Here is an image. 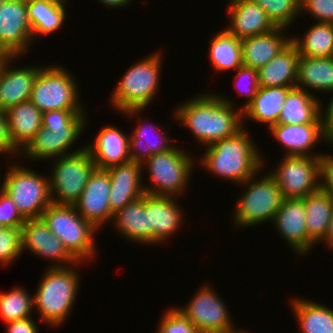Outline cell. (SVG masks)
Instances as JSON below:
<instances>
[{
	"label": "cell",
	"instance_id": "49",
	"mask_svg": "<svg viewBox=\"0 0 333 333\" xmlns=\"http://www.w3.org/2000/svg\"><path fill=\"white\" fill-rule=\"evenodd\" d=\"M100 3H102L103 5H105V7H109V8H122V7H126V5L129 3H131L133 0H98Z\"/></svg>",
	"mask_w": 333,
	"mask_h": 333
},
{
	"label": "cell",
	"instance_id": "25",
	"mask_svg": "<svg viewBox=\"0 0 333 333\" xmlns=\"http://www.w3.org/2000/svg\"><path fill=\"white\" fill-rule=\"evenodd\" d=\"M294 87H259L253 100L242 110V120L251 119L267 127L277 124L288 93Z\"/></svg>",
	"mask_w": 333,
	"mask_h": 333
},
{
	"label": "cell",
	"instance_id": "13",
	"mask_svg": "<svg viewBox=\"0 0 333 333\" xmlns=\"http://www.w3.org/2000/svg\"><path fill=\"white\" fill-rule=\"evenodd\" d=\"M211 287L206 283L188 301L189 304L178 308L200 333L223 331L235 326L226 304Z\"/></svg>",
	"mask_w": 333,
	"mask_h": 333
},
{
	"label": "cell",
	"instance_id": "8",
	"mask_svg": "<svg viewBox=\"0 0 333 333\" xmlns=\"http://www.w3.org/2000/svg\"><path fill=\"white\" fill-rule=\"evenodd\" d=\"M257 179L254 175L241 183L248 188L240 195L234 208L232 219L235 226L252 227L265 221L273 223L283 200L281 190L269 173Z\"/></svg>",
	"mask_w": 333,
	"mask_h": 333
},
{
	"label": "cell",
	"instance_id": "22",
	"mask_svg": "<svg viewBox=\"0 0 333 333\" xmlns=\"http://www.w3.org/2000/svg\"><path fill=\"white\" fill-rule=\"evenodd\" d=\"M84 129H63L54 132L41 127L33 139L21 151L20 155L32 160L55 159L81 151L83 148H76L70 153V148L78 140ZM78 149V150H77ZM69 151V152H68ZM68 152V153H67Z\"/></svg>",
	"mask_w": 333,
	"mask_h": 333
},
{
	"label": "cell",
	"instance_id": "10",
	"mask_svg": "<svg viewBox=\"0 0 333 333\" xmlns=\"http://www.w3.org/2000/svg\"><path fill=\"white\" fill-rule=\"evenodd\" d=\"M51 161L54 164L49 177L52 203L74 205L96 168L90 153L84 146L81 151Z\"/></svg>",
	"mask_w": 333,
	"mask_h": 333
},
{
	"label": "cell",
	"instance_id": "30",
	"mask_svg": "<svg viewBox=\"0 0 333 333\" xmlns=\"http://www.w3.org/2000/svg\"><path fill=\"white\" fill-rule=\"evenodd\" d=\"M296 87L333 92V57L299 56Z\"/></svg>",
	"mask_w": 333,
	"mask_h": 333
},
{
	"label": "cell",
	"instance_id": "5",
	"mask_svg": "<svg viewBox=\"0 0 333 333\" xmlns=\"http://www.w3.org/2000/svg\"><path fill=\"white\" fill-rule=\"evenodd\" d=\"M41 219L78 261L89 262L96 256L94 234L98 229L73 205L52 203L43 211Z\"/></svg>",
	"mask_w": 333,
	"mask_h": 333
},
{
	"label": "cell",
	"instance_id": "35",
	"mask_svg": "<svg viewBox=\"0 0 333 333\" xmlns=\"http://www.w3.org/2000/svg\"><path fill=\"white\" fill-rule=\"evenodd\" d=\"M210 40L209 59L218 73L236 70L243 65L241 39L222 29Z\"/></svg>",
	"mask_w": 333,
	"mask_h": 333
},
{
	"label": "cell",
	"instance_id": "43",
	"mask_svg": "<svg viewBox=\"0 0 333 333\" xmlns=\"http://www.w3.org/2000/svg\"><path fill=\"white\" fill-rule=\"evenodd\" d=\"M306 11L318 23L333 24V0H300V13Z\"/></svg>",
	"mask_w": 333,
	"mask_h": 333
},
{
	"label": "cell",
	"instance_id": "21",
	"mask_svg": "<svg viewBox=\"0 0 333 333\" xmlns=\"http://www.w3.org/2000/svg\"><path fill=\"white\" fill-rule=\"evenodd\" d=\"M175 198L177 197L145 194V209L148 211L149 228H152L154 245L166 241V238L174 235L182 226L184 219L182 216L185 215Z\"/></svg>",
	"mask_w": 333,
	"mask_h": 333
},
{
	"label": "cell",
	"instance_id": "32",
	"mask_svg": "<svg viewBox=\"0 0 333 333\" xmlns=\"http://www.w3.org/2000/svg\"><path fill=\"white\" fill-rule=\"evenodd\" d=\"M298 87H294L285 100L278 118L281 124L314 123L321 116V103L317 97Z\"/></svg>",
	"mask_w": 333,
	"mask_h": 333
},
{
	"label": "cell",
	"instance_id": "4",
	"mask_svg": "<svg viewBox=\"0 0 333 333\" xmlns=\"http://www.w3.org/2000/svg\"><path fill=\"white\" fill-rule=\"evenodd\" d=\"M161 54L151 53L126 70L111 94L110 100L114 109L127 117H135L151 104L159 91Z\"/></svg>",
	"mask_w": 333,
	"mask_h": 333
},
{
	"label": "cell",
	"instance_id": "19",
	"mask_svg": "<svg viewBox=\"0 0 333 333\" xmlns=\"http://www.w3.org/2000/svg\"><path fill=\"white\" fill-rule=\"evenodd\" d=\"M98 132L97 137L94 138L95 140L85 145L96 168L108 169L131 161L130 136L123 134L114 125L103 126L102 130Z\"/></svg>",
	"mask_w": 333,
	"mask_h": 333
},
{
	"label": "cell",
	"instance_id": "33",
	"mask_svg": "<svg viewBox=\"0 0 333 333\" xmlns=\"http://www.w3.org/2000/svg\"><path fill=\"white\" fill-rule=\"evenodd\" d=\"M138 119V127H136L132 135H130L129 149L131 161L142 164L152 155L166 152L175 146L172 143L170 144V137L164 134V128L163 131H159V129H156L157 126L155 124L153 125L151 123L149 125L148 123V125H142V119ZM148 131L150 133L156 132L157 140L154 133L152 134L154 137H152Z\"/></svg>",
	"mask_w": 333,
	"mask_h": 333
},
{
	"label": "cell",
	"instance_id": "53",
	"mask_svg": "<svg viewBox=\"0 0 333 333\" xmlns=\"http://www.w3.org/2000/svg\"><path fill=\"white\" fill-rule=\"evenodd\" d=\"M4 228V226L2 225V223L0 222V230Z\"/></svg>",
	"mask_w": 333,
	"mask_h": 333
},
{
	"label": "cell",
	"instance_id": "7",
	"mask_svg": "<svg viewBox=\"0 0 333 333\" xmlns=\"http://www.w3.org/2000/svg\"><path fill=\"white\" fill-rule=\"evenodd\" d=\"M194 159L176 145L162 153L154 154L142 163L148 169L151 186H144L145 194L154 196H180L185 192L192 173ZM153 183V184H152ZM155 185V186H154ZM153 186V187H152Z\"/></svg>",
	"mask_w": 333,
	"mask_h": 333
},
{
	"label": "cell",
	"instance_id": "39",
	"mask_svg": "<svg viewBox=\"0 0 333 333\" xmlns=\"http://www.w3.org/2000/svg\"><path fill=\"white\" fill-rule=\"evenodd\" d=\"M84 110H52L42 112V127L55 131L63 129H84L88 118ZM87 120V121H86Z\"/></svg>",
	"mask_w": 333,
	"mask_h": 333
},
{
	"label": "cell",
	"instance_id": "12",
	"mask_svg": "<svg viewBox=\"0 0 333 333\" xmlns=\"http://www.w3.org/2000/svg\"><path fill=\"white\" fill-rule=\"evenodd\" d=\"M31 41L27 0H5L0 6L1 51L6 56H24L32 46Z\"/></svg>",
	"mask_w": 333,
	"mask_h": 333
},
{
	"label": "cell",
	"instance_id": "11",
	"mask_svg": "<svg viewBox=\"0 0 333 333\" xmlns=\"http://www.w3.org/2000/svg\"><path fill=\"white\" fill-rule=\"evenodd\" d=\"M281 160L269 174L283 199H303L321 188V157L284 155Z\"/></svg>",
	"mask_w": 333,
	"mask_h": 333
},
{
	"label": "cell",
	"instance_id": "38",
	"mask_svg": "<svg viewBox=\"0 0 333 333\" xmlns=\"http://www.w3.org/2000/svg\"><path fill=\"white\" fill-rule=\"evenodd\" d=\"M267 14L276 27L287 28L300 15V0H252Z\"/></svg>",
	"mask_w": 333,
	"mask_h": 333
},
{
	"label": "cell",
	"instance_id": "36",
	"mask_svg": "<svg viewBox=\"0 0 333 333\" xmlns=\"http://www.w3.org/2000/svg\"><path fill=\"white\" fill-rule=\"evenodd\" d=\"M303 37L291 36L300 56L333 57V24L316 22Z\"/></svg>",
	"mask_w": 333,
	"mask_h": 333
},
{
	"label": "cell",
	"instance_id": "45",
	"mask_svg": "<svg viewBox=\"0 0 333 333\" xmlns=\"http://www.w3.org/2000/svg\"><path fill=\"white\" fill-rule=\"evenodd\" d=\"M0 153L4 154H14L20 156L21 151L14 145L12 138L10 136L9 126L5 111L0 110Z\"/></svg>",
	"mask_w": 333,
	"mask_h": 333
},
{
	"label": "cell",
	"instance_id": "44",
	"mask_svg": "<svg viewBox=\"0 0 333 333\" xmlns=\"http://www.w3.org/2000/svg\"><path fill=\"white\" fill-rule=\"evenodd\" d=\"M0 222L7 228H21L25 219L12 199L0 189Z\"/></svg>",
	"mask_w": 333,
	"mask_h": 333
},
{
	"label": "cell",
	"instance_id": "29",
	"mask_svg": "<svg viewBox=\"0 0 333 333\" xmlns=\"http://www.w3.org/2000/svg\"><path fill=\"white\" fill-rule=\"evenodd\" d=\"M66 3L67 0H27L33 41L37 39L38 34L49 35L60 29L66 18Z\"/></svg>",
	"mask_w": 333,
	"mask_h": 333
},
{
	"label": "cell",
	"instance_id": "42",
	"mask_svg": "<svg viewBox=\"0 0 333 333\" xmlns=\"http://www.w3.org/2000/svg\"><path fill=\"white\" fill-rule=\"evenodd\" d=\"M235 71L236 75L234 74V79H233L235 81L234 87L236 88L238 94L242 95V97L244 95V97L246 96L247 98L245 104L242 105L240 108L241 110H243L253 100L254 96L256 95L260 87L258 72L256 69L244 65H242ZM242 84H244L243 85L245 87L244 90L241 88L242 86H240Z\"/></svg>",
	"mask_w": 333,
	"mask_h": 333
},
{
	"label": "cell",
	"instance_id": "47",
	"mask_svg": "<svg viewBox=\"0 0 333 333\" xmlns=\"http://www.w3.org/2000/svg\"><path fill=\"white\" fill-rule=\"evenodd\" d=\"M6 333H38V327L32 317L6 323Z\"/></svg>",
	"mask_w": 333,
	"mask_h": 333
},
{
	"label": "cell",
	"instance_id": "51",
	"mask_svg": "<svg viewBox=\"0 0 333 333\" xmlns=\"http://www.w3.org/2000/svg\"><path fill=\"white\" fill-rule=\"evenodd\" d=\"M235 327L229 328L227 330H223V331H209V332H204V333H249L246 330H238V329H234Z\"/></svg>",
	"mask_w": 333,
	"mask_h": 333
},
{
	"label": "cell",
	"instance_id": "40",
	"mask_svg": "<svg viewBox=\"0 0 333 333\" xmlns=\"http://www.w3.org/2000/svg\"><path fill=\"white\" fill-rule=\"evenodd\" d=\"M21 255V229L2 228L0 230V265H9Z\"/></svg>",
	"mask_w": 333,
	"mask_h": 333
},
{
	"label": "cell",
	"instance_id": "15",
	"mask_svg": "<svg viewBox=\"0 0 333 333\" xmlns=\"http://www.w3.org/2000/svg\"><path fill=\"white\" fill-rule=\"evenodd\" d=\"M111 183L106 169L95 168L81 195L74 203L77 212L97 229L113 219L109 195Z\"/></svg>",
	"mask_w": 333,
	"mask_h": 333
},
{
	"label": "cell",
	"instance_id": "34",
	"mask_svg": "<svg viewBox=\"0 0 333 333\" xmlns=\"http://www.w3.org/2000/svg\"><path fill=\"white\" fill-rule=\"evenodd\" d=\"M291 305L300 333H333L332 308L298 297L293 299Z\"/></svg>",
	"mask_w": 333,
	"mask_h": 333
},
{
	"label": "cell",
	"instance_id": "6",
	"mask_svg": "<svg viewBox=\"0 0 333 333\" xmlns=\"http://www.w3.org/2000/svg\"><path fill=\"white\" fill-rule=\"evenodd\" d=\"M8 171L0 189L12 199L25 220L41 218L43 211L52 204L49 178L18 166V163Z\"/></svg>",
	"mask_w": 333,
	"mask_h": 333
},
{
	"label": "cell",
	"instance_id": "31",
	"mask_svg": "<svg viewBox=\"0 0 333 333\" xmlns=\"http://www.w3.org/2000/svg\"><path fill=\"white\" fill-rule=\"evenodd\" d=\"M308 236L317 244L327 234L333 214V195L322 187L304 198ZM319 241V242H318Z\"/></svg>",
	"mask_w": 333,
	"mask_h": 333
},
{
	"label": "cell",
	"instance_id": "2",
	"mask_svg": "<svg viewBox=\"0 0 333 333\" xmlns=\"http://www.w3.org/2000/svg\"><path fill=\"white\" fill-rule=\"evenodd\" d=\"M208 148V149H206ZM199 162L208 172L234 183L241 184L261 173L264 160L246 128L235 136L213 142L206 146ZM259 171V172H258Z\"/></svg>",
	"mask_w": 333,
	"mask_h": 333
},
{
	"label": "cell",
	"instance_id": "28",
	"mask_svg": "<svg viewBox=\"0 0 333 333\" xmlns=\"http://www.w3.org/2000/svg\"><path fill=\"white\" fill-rule=\"evenodd\" d=\"M10 136L22 151L42 127V112L29 100L5 111Z\"/></svg>",
	"mask_w": 333,
	"mask_h": 333
},
{
	"label": "cell",
	"instance_id": "27",
	"mask_svg": "<svg viewBox=\"0 0 333 333\" xmlns=\"http://www.w3.org/2000/svg\"><path fill=\"white\" fill-rule=\"evenodd\" d=\"M299 56L296 46L290 42L278 55L257 70L260 87H296Z\"/></svg>",
	"mask_w": 333,
	"mask_h": 333
},
{
	"label": "cell",
	"instance_id": "52",
	"mask_svg": "<svg viewBox=\"0 0 333 333\" xmlns=\"http://www.w3.org/2000/svg\"><path fill=\"white\" fill-rule=\"evenodd\" d=\"M5 57H6V55L0 49V58H5Z\"/></svg>",
	"mask_w": 333,
	"mask_h": 333
},
{
	"label": "cell",
	"instance_id": "24",
	"mask_svg": "<svg viewBox=\"0 0 333 333\" xmlns=\"http://www.w3.org/2000/svg\"><path fill=\"white\" fill-rule=\"evenodd\" d=\"M286 30L276 27L270 32L241 39L243 65L256 70L265 66L291 42V37L285 36Z\"/></svg>",
	"mask_w": 333,
	"mask_h": 333
},
{
	"label": "cell",
	"instance_id": "48",
	"mask_svg": "<svg viewBox=\"0 0 333 333\" xmlns=\"http://www.w3.org/2000/svg\"><path fill=\"white\" fill-rule=\"evenodd\" d=\"M331 93H333V92H331ZM331 96H332V98H330L331 100H330L328 106L326 107L327 109L324 110V111H326L325 113L322 110L323 107L321 104V118H322L324 131H325L327 137L330 139V141L333 142V94Z\"/></svg>",
	"mask_w": 333,
	"mask_h": 333
},
{
	"label": "cell",
	"instance_id": "1",
	"mask_svg": "<svg viewBox=\"0 0 333 333\" xmlns=\"http://www.w3.org/2000/svg\"><path fill=\"white\" fill-rule=\"evenodd\" d=\"M208 93L186 99L173 113L176 121L188 128L204 147L235 136L245 125L242 110L234 108L231 100Z\"/></svg>",
	"mask_w": 333,
	"mask_h": 333
},
{
	"label": "cell",
	"instance_id": "50",
	"mask_svg": "<svg viewBox=\"0 0 333 333\" xmlns=\"http://www.w3.org/2000/svg\"><path fill=\"white\" fill-rule=\"evenodd\" d=\"M323 242L324 243L326 242V245L329 248H331V247L333 248V214H332V218H331V220L329 222V228H328L326 237L323 240Z\"/></svg>",
	"mask_w": 333,
	"mask_h": 333
},
{
	"label": "cell",
	"instance_id": "23",
	"mask_svg": "<svg viewBox=\"0 0 333 333\" xmlns=\"http://www.w3.org/2000/svg\"><path fill=\"white\" fill-rule=\"evenodd\" d=\"M230 27L225 29L239 39L270 32L276 26L252 0H229Z\"/></svg>",
	"mask_w": 333,
	"mask_h": 333
},
{
	"label": "cell",
	"instance_id": "18",
	"mask_svg": "<svg viewBox=\"0 0 333 333\" xmlns=\"http://www.w3.org/2000/svg\"><path fill=\"white\" fill-rule=\"evenodd\" d=\"M18 56H6L0 62V110L6 111L21 102L29 101L41 66L12 67ZM10 65V66H9Z\"/></svg>",
	"mask_w": 333,
	"mask_h": 333
},
{
	"label": "cell",
	"instance_id": "37",
	"mask_svg": "<svg viewBox=\"0 0 333 333\" xmlns=\"http://www.w3.org/2000/svg\"><path fill=\"white\" fill-rule=\"evenodd\" d=\"M33 295L21 287L0 292V317L5 323L30 318L34 313Z\"/></svg>",
	"mask_w": 333,
	"mask_h": 333
},
{
	"label": "cell",
	"instance_id": "46",
	"mask_svg": "<svg viewBox=\"0 0 333 333\" xmlns=\"http://www.w3.org/2000/svg\"><path fill=\"white\" fill-rule=\"evenodd\" d=\"M321 187L333 195V155L321 156Z\"/></svg>",
	"mask_w": 333,
	"mask_h": 333
},
{
	"label": "cell",
	"instance_id": "14",
	"mask_svg": "<svg viewBox=\"0 0 333 333\" xmlns=\"http://www.w3.org/2000/svg\"><path fill=\"white\" fill-rule=\"evenodd\" d=\"M20 229L23 254L24 250H29L38 257L47 258L53 261L51 267H65L79 262L41 218L25 220Z\"/></svg>",
	"mask_w": 333,
	"mask_h": 333
},
{
	"label": "cell",
	"instance_id": "16",
	"mask_svg": "<svg viewBox=\"0 0 333 333\" xmlns=\"http://www.w3.org/2000/svg\"><path fill=\"white\" fill-rule=\"evenodd\" d=\"M273 222L280 237L297 255H306L316 244L308 236L304 198L283 199Z\"/></svg>",
	"mask_w": 333,
	"mask_h": 333
},
{
	"label": "cell",
	"instance_id": "26",
	"mask_svg": "<svg viewBox=\"0 0 333 333\" xmlns=\"http://www.w3.org/2000/svg\"><path fill=\"white\" fill-rule=\"evenodd\" d=\"M116 230L129 241L152 244V228H149L148 211L145 209V194L126 204L114 213Z\"/></svg>",
	"mask_w": 333,
	"mask_h": 333
},
{
	"label": "cell",
	"instance_id": "20",
	"mask_svg": "<svg viewBox=\"0 0 333 333\" xmlns=\"http://www.w3.org/2000/svg\"><path fill=\"white\" fill-rule=\"evenodd\" d=\"M142 167L141 163L130 161L106 169L111 183L109 203L113 214L145 194Z\"/></svg>",
	"mask_w": 333,
	"mask_h": 333
},
{
	"label": "cell",
	"instance_id": "54",
	"mask_svg": "<svg viewBox=\"0 0 333 333\" xmlns=\"http://www.w3.org/2000/svg\"><path fill=\"white\" fill-rule=\"evenodd\" d=\"M5 0H0V6H1V4L4 2Z\"/></svg>",
	"mask_w": 333,
	"mask_h": 333
},
{
	"label": "cell",
	"instance_id": "17",
	"mask_svg": "<svg viewBox=\"0 0 333 333\" xmlns=\"http://www.w3.org/2000/svg\"><path fill=\"white\" fill-rule=\"evenodd\" d=\"M269 130L273 137L281 143V147L283 146L285 149L284 155L321 157L323 153L312 154V149L316 147L314 145L317 142H322L320 140L325 141L326 144L327 142L333 144L324 131L321 116L314 123H277L270 126Z\"/></svg>",
	"mask_w": 333,
	"mask_h": 333
},
{
	"label": "cell",
	"instance_id": "9",
	"mask_svg": "<svg viewBox=\"0 0 333 333\" xmlns=\"http://www.w3.org/2000/svg\"><path fill=\"white\" fill-rule=\"evenodd\" d=\"M75 78L59 65L42 66L35 79L30 101L41 111L83 110Z\"/></svg>",
	"mask_w": 333,
	"mask_h": 333
},
{
	"label": "cell",
	"instance_id": "41",
	"mask_svg": "<svg viewBox=\"0 0 333 333\" xmlns=\"http://www.w3.org/2000/svg\"><path fill=\"white\" fill-rule=\"evenodd\" d=\"M159 323L157 333H200L177 307L165 312Z\"/></svg>",
	"mask_w": 333,
	"mask_h": 333
},
{
	"label": "cell",
	"instance_id": "3",
	"mask_svg": "<svg viewBox=\"0 0 333 333\" xmlns=\"http://www.w3.org/2000/svg\"><path fill=\"white\" fill-rule=\"evenodd\" d=\"M81 263L82 261H79L69 267L49 266L41 278L33 295V303L41 321L46 325L60 326L68 319L81 283V277L76 272V266L79 267ZM72 266H75V269Z\"/></svg>",
	"mask_w": 333,
	"mask_h": 333
}]
</instances>
